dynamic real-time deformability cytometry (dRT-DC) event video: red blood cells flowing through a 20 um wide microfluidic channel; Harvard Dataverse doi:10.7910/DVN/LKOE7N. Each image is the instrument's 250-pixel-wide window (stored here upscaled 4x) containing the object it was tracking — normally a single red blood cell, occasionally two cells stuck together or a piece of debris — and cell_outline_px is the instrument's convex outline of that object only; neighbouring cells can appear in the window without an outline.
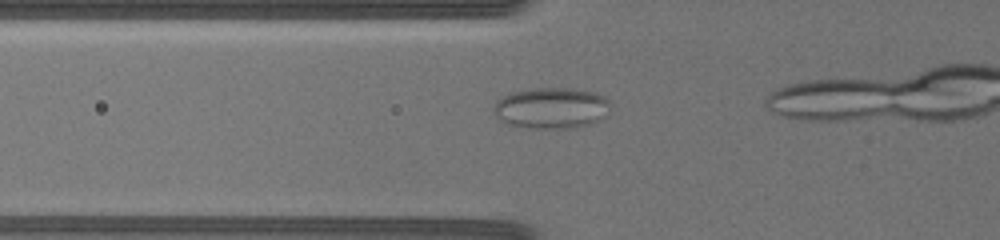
{"species": "common noctule bat (a hibernating species)", "species_latin": "Nyctalus noctula", "temperature_condition": "warm", "stored_images_in_passage": 12, "camera_frame_rate_fps": 3000, "um_per_image_px": 0.085, "animal": {"sex": "female", "body_mass_g": 19.5, "forearm_length_mm": 54.1}, "frame": {"image": 1, "passage_image": 9, "time_ms": 7.333, "image_size_px": [1000, 240], "cell_outline_px": [[608, 112], [600, 120], [576, 128], [528, 128], [508, 124], [500, 120], [492, 112], [492, 108], [504, 96], [512, 92], [536, 88], [568, 88], [596, 92], [604, 96], [608, 100]], "centroid_in_image_um": [46.87, 9.19], "position_along_channel_um": 78.9, "area_um2": 27.86}}